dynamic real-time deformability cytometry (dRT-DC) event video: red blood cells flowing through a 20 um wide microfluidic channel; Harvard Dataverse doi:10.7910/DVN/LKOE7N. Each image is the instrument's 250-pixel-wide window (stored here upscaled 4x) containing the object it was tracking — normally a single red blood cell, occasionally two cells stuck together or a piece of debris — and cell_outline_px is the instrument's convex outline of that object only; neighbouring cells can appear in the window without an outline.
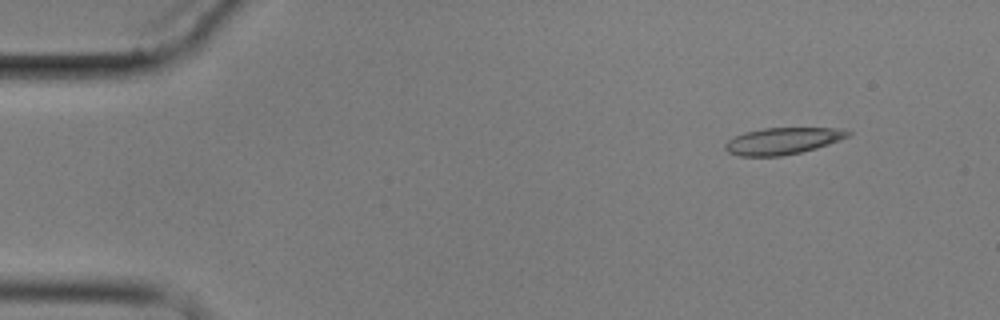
{"species": "common noctule bat (a hibernating species)", "species_latin": "Nyctalus noctula", "temperature_condition": "cold", "stored_images_in_passage": 6, "camera_frame_rate_fps": 3000, "um_per_image_px": 0.085, "animal": {"sex": "male", "body_mass_g": 17.9}, "frame": {"image": 1, "passage_image": 2, "time_ms": 1.333, "image_size_px": [1000, 320], "cell_outline_px": [[852, 132], [848, 136], [840, 140], [816, 148], [800, 152], [780, 156], [740, 156], [728, 152], [724, 148], [724, 144], [728, 140], [744, 132], [764, 128], [836, 128]], "centroid_in_image_um": [66.5, 11.98], "position_along_channel_um": 18.5, "area_um2": 18.96}}
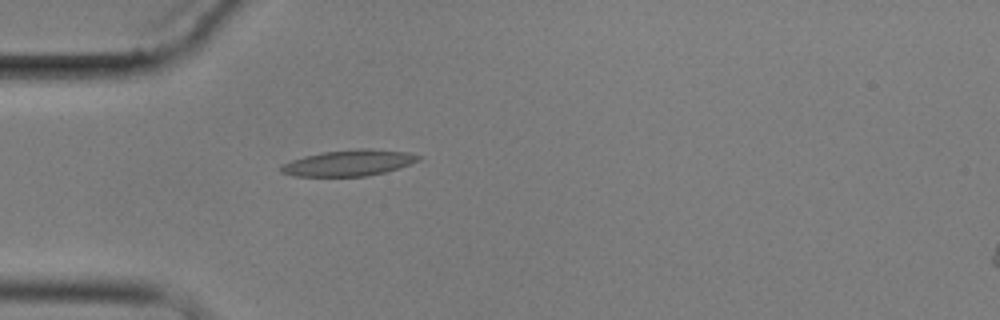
{"frame": {"image": 2, "passage_image": 5, "time_ms": 4.667, "image_size_px": [1000, 320], "cell_outline_px": [[420, 156], [416, 160], [400, 168], [368, 176], [292, 176], [280, 172], [280, 168], [284, 164], [292, 160], [304, 156], [324, 152], [360, 148], [368, 148], [408, 152]], "centroid_in_image_um": [29.62, 13.85], "position_along_channel_um": 55.4, "area_um2": 20.63}}